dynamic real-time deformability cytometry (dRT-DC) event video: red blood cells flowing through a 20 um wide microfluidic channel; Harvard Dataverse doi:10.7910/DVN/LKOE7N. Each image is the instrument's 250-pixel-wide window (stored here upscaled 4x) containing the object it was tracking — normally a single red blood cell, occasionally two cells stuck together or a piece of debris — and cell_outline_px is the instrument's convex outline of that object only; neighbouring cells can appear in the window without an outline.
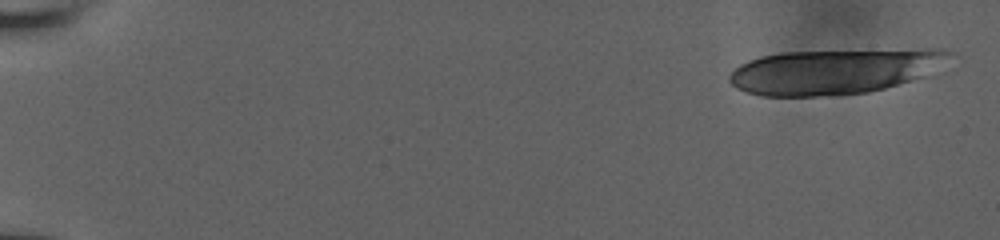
{"species": "human", "species_latin": "Homo sapiens", "temperature_condition": "room temperature", "stored_images_in_passage": 10, "camera_frame_rate_fps": 3000, "um_per_image_px": 0.085, "donor": {"sex": "male"}, "frame": {"image": 1, "passage_image": 1, "time_ms": 0.0, "image_size_px": [1000, 240], "cell_outline_px": [[956, 52], [928, 76], [884, 88], [868, 92], [816, 96], [764, 96], [748, 92], [736, 88], [728, 80], [728, 76], [740, 64], [748, 60], [760, 56], [780, 52], [924, 48], [944, 48]], "centroid_in_image_um": [70.99, 6.04], "position_along_channel_um": 14.0, "area_um2": 58.55}}
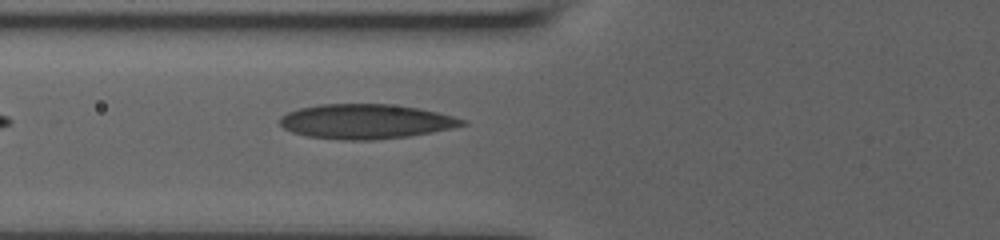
{"frame": {"image": 2, "passage_image": 10, "time_ms": 7.333, "image_size_px": [1000, 240], "cell_outline_px": [[468, 124], [452, 128], [432, 132], [408, 136], [372, 140], [340, 140], [308, 136], [292, 132], [284, 128], [280, 124], [280, 116], [288, 112], [300, 108], [320, 104], [388, 104], [416, 108], [436, 112], [468, 120]], "centroid_in_image_um": [31.09, 10.33], "position_along_channel_um": 94.7, "area_um2": 36.7}}